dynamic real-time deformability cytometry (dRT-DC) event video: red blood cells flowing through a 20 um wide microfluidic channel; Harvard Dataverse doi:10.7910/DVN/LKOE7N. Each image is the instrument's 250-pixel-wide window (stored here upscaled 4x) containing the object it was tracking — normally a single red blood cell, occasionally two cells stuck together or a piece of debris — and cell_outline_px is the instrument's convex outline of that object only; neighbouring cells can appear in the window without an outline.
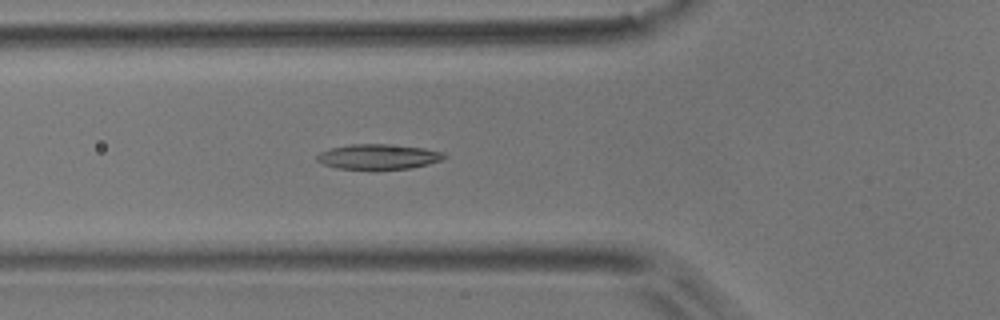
{"species": "common noctule bat (a hibernating species)", "species_latin": "Nyctalus noctula", "temperature_condition": "room temperature", "stored_images_in_passage": 50, "camera_frame_rate_fps": 3000, "um_per_image_px": 0.085, "animal": {"sex": "male", "body_mass_g": 17.9}, "frame": {"image": 1, "passage_image": 17, "time_ms": 5.333, "image_size_px": [1000, 320], "cell_outline_px": [[448, 156], [440, 160], [428, 164], [412, 168], [376, 172], [336, 168], [324, 164], [316, 160], [316, 156], [320, 152], [332, 148], [352, 144], [388, 144], [424, 148], [444, 152]], "centroid_in_image_um": [32.17, 13.36], "position_along_channel_um": 93.6, "area_um2": 19.36}}
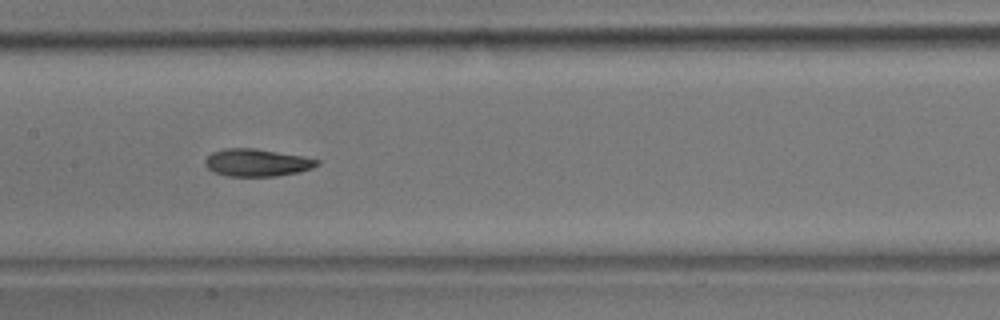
{"frame": {"image": 2, "passage_image": 24, "time_ms": 7.667, "image_size_px": [1000, 320], "cell_outline_px": [[320, 164], [312, 168], [300, 172], [276, 176], [228, 176], [212, 172], [204, 164], [204, 160], [212, 152], [224, 148], [256, 148], [300, 156], [320, 160]], "centroid_in_image_um": [21.82, 13.82], "position_along_channel_um": 185.6, "area_um2": 17.98}}
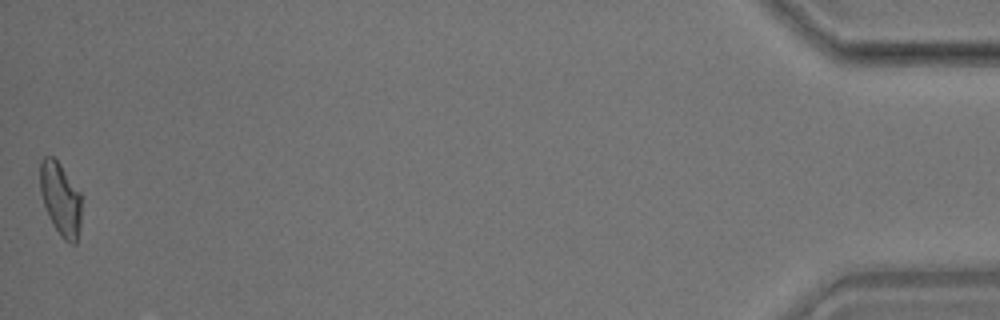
{"frame": {"image": 3, "passage_image": 50, "time_ms": 16.333, "image_size_px": [1000, 320], "cell_outline_px": [[80, 228], [76, 244], [72, 244], [64, 240], [60, 236], [52, 224], [48, 216], [40, 192], [40, 160], [44, 156], [52, 156], [60, 164], [80, 192]], "centroid_in_image_um": [5.13, 16.93], "position_along_channel_um": 430.1, "area_um2": 17.63}, "authors_computed_cell_mechanics": {"area_um2": 18.2937, "velocity_mm_per_s": 3.9133, "shape_relaxation_time_tau1_ms": null, "shape_relaxation_time_tau2_ms": 3.2776, "deformation_change_tau1": null, "deformation_change_tau2": 0.1044}}